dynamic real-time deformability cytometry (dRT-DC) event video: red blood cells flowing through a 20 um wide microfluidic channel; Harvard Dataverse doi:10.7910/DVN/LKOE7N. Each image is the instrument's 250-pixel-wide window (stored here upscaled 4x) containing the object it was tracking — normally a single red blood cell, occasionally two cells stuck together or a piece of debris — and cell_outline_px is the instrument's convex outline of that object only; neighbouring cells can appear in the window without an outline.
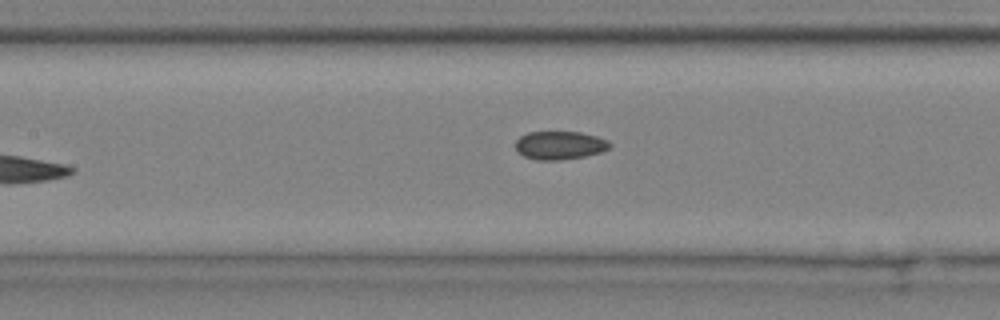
{"species": "common noctule bat (a hibernating species)", "species_latin": "Nyctalus noctula", "temperature_condition": "cold", "stored_images_in_passage": 8, "camera_frame_rate_fps": 3000, "um_per_image_px": 0.085, "animal": {"sex": "male", "body_mass_g": 20.4}, "frame": {"image": 1, "passage_image": 7, "time_ms": 2.0, "image_size_px": [1000, 320], "cell_outline_px": [[612, 144], [608, 148], [600, 152], [584, 156], [560, 160], [536, 160], [524, 156], [516, 152], [516, 140], [520, 136], [528, 132], [580, 132], [596, 136], [608, 140]], "centroid_in_image_um": [47.55, 12.35], "position_along_channel_um": 159.8, "area_um2": 15.55}}
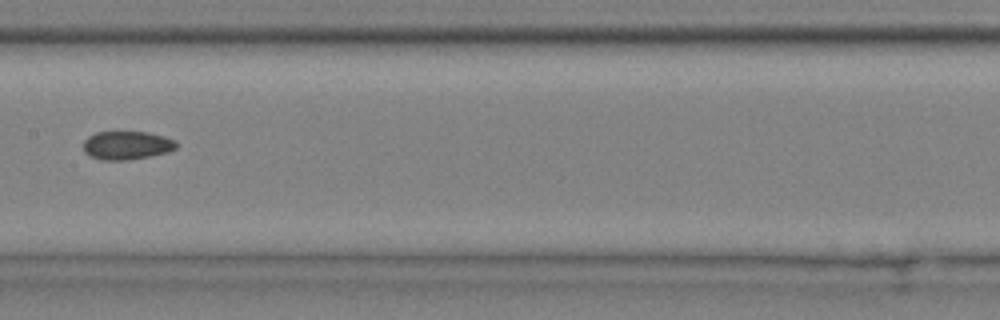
{"frame": {"image": 2, "passage_image": 8, "time_ms": 2.333, "image_size_px": [1000, 320], "cell_outline_px": [[176, 148], [168, 152], [152, 156], [128, 160], [104, 160], [92, 156], [84, 152], [84, 140], [88, 136], [96, 132], [148, 132], [164, 136], [176, 140]], "centroid_in_image_um": [10.8, 12.35], "position_along_channel_um": 196.6, "area_um2": 15.43}}